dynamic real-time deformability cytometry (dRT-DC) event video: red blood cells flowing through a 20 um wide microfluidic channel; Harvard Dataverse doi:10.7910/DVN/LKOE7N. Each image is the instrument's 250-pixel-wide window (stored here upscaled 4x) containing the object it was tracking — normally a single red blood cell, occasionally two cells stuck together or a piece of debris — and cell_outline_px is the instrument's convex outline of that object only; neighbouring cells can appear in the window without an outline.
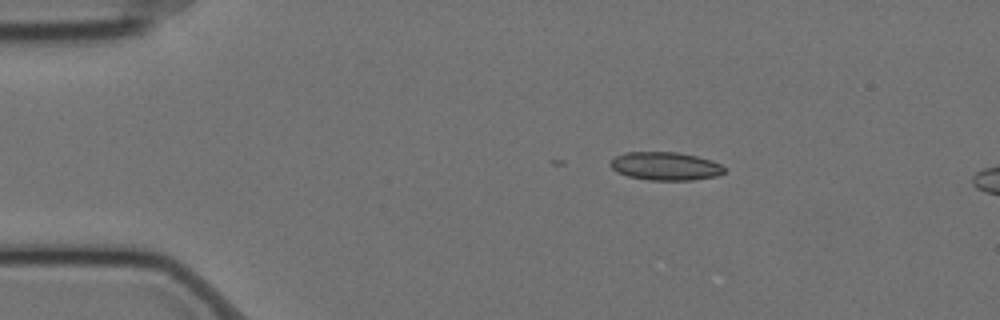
{"species": "Egyptian fruit bat (a non-hibernating species)", "species_latin": "Rousettus aegyptiacus", "temperature_condition": "cold", "stored_images_in_passage": 2, "camera_frame_rate_fps": 3000, "um_per_image_px": 0.085, "animal": {"sex": "female"}, "frame": {"image": 1, "passage_image": 2, "time_ms": 0.333, "image_size_px": [1000, 320], "cell_outline_px": [[724, 172], [716, 176], [692, 180], [648, 180], [628, 176], [616, 172], [608, 164], [616, 156], [624, 152], [676, 152], [696, 156], [712, 160], [720, 164], [724, 168]], "centroid_in_image_um": [56.53, 14.12], "position_along_channel_um": 28.5, "area_um2": 18.73}}